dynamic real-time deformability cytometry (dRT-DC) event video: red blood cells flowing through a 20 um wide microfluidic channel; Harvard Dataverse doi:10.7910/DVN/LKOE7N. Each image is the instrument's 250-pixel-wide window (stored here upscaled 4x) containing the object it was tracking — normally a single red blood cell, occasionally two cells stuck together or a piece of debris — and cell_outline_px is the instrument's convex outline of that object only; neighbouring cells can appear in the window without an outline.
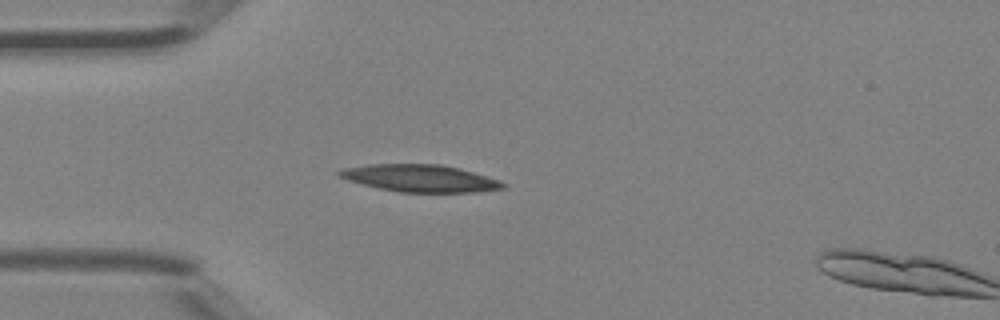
{"species": "Egyptian fruit bat (a non-hibernating species)", "species_latin": "Rousettus aegyptiacus", "temperature_condition": "room temperature", "stored_images_in_passage": 2, "camera_frame_rate_fps": 3000, "um_per_image_px": 0.085, "animal": {"sex": "female"}, "frame": {"image": 1, "passage_image": 1, "time_ms": 0.0, "image_size_px": [1000, 320], "cell_outline_px": [[508, 188], [476, 192], [400, 192], [380, 188], [348, 180], [340, 176], [336, 172], [340, 168], [368, 164], [440, 164], [460, 168], [500, 180], [508, 184]], "centroid_in_image_um": [35.76, 15.14], "position_along_channel_um": 49.2, "area_um2": 26.07}}